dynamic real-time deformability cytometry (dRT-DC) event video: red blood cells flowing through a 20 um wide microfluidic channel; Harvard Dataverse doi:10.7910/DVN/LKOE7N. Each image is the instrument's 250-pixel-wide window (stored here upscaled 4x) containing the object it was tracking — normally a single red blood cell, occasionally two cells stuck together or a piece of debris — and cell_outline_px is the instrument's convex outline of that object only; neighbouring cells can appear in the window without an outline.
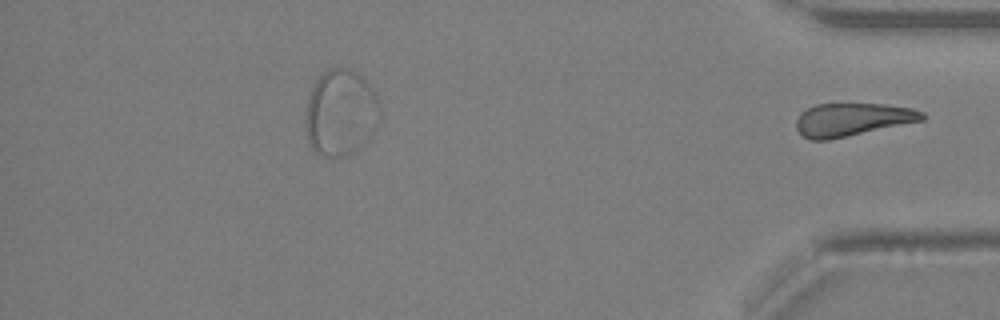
{"species": "Egyptian fruit bat (a non-hibernating species)", "species_latin": "Rousettus aegyptiacus", "temperature_condition": "warm", "stored_images_in_passage": 36, "segment_of_instrument_passage": [2, 2], "camera_frame_rate_fps": 3000, "um_per_image_px": 0.085, "animal": {"sex": "female"}, "frame": {"image": 1, "passage_image": 36, "time_ms": 11.667, "image_size_px": [1000, 320], "cell_outline_px": [[928, 116], [924, 120], [848, 136], [828, 140], [808, 140], [796, 128], [796, 120], [808, 108], [816, 104], [884, 104], [912, 108], [924, 112]], "centroid_in_image_um": [72.49, 10.16], "position_along_channel_um": 362.7, "area_um2": 24.1}}